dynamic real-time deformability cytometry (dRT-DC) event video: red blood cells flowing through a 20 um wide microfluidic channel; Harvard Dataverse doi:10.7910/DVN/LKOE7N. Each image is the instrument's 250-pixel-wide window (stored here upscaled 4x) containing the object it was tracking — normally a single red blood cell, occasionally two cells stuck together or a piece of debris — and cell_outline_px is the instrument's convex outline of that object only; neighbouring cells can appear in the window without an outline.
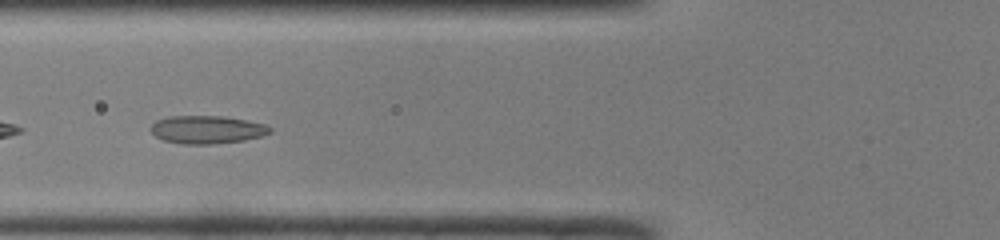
{"species": "common noctule bat (a hibernating species)", "species_latin": "Nyctalus noctula", "temperature_condition": "room temperature", "stored_images_in_passage": 25, "camera_frame_rate_fps": 3000, "um_per_image_px": 0.085, "animal": {"sex": "male", "body_mass_g": 19.0, "forearm_length_mm": 50.8}, "frame": {"image": 1, "passage_image": 4, "time_ms": 1.0, "image_size_px": [1000, 240], "cell_outline_px": [[272, 132], [264, 136], [244, 140], [212, 144], [180, 144], [164, 140], [156, 136], [148, 128], [156, 120], [168, 116], [224, 116], [248, 120], [268, 124], [272, 128]], "centroid_in_image_um": [17.63, 11.01], "position_along_channel_um": 108.2, "area_um2": 19.77}}
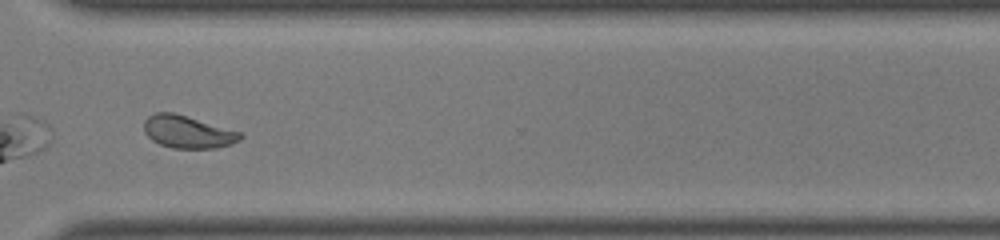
{"frame": {"image": 2, "passage_image": 22, "time_ms": 7.0, "image_size_px": [1000, 240], "cell_outline_px": [[244, 136], [240, 140], [232, 144], [216, 148], [172, 148], [160, 144], [152, 140], [144, 132], [144, 120], [148, 116], [156, 112], [172, 112], [240, 132]], "centroid_in_image_um": [15.94, 11.22], "position_along_channel_um": 354.7, "area_um2": 18.09}, "authors_computed_cell_mechanics": {"area_um2": 18.3226, "velocity_mm_per_s": 4.1003, "shape_relaxation_time_tau1_ms": null, "shape_relaxation_time_tau2_ms": 0.6771, "deformation_change_tau1": null, "deformation_change_tau2": 0.0593}}